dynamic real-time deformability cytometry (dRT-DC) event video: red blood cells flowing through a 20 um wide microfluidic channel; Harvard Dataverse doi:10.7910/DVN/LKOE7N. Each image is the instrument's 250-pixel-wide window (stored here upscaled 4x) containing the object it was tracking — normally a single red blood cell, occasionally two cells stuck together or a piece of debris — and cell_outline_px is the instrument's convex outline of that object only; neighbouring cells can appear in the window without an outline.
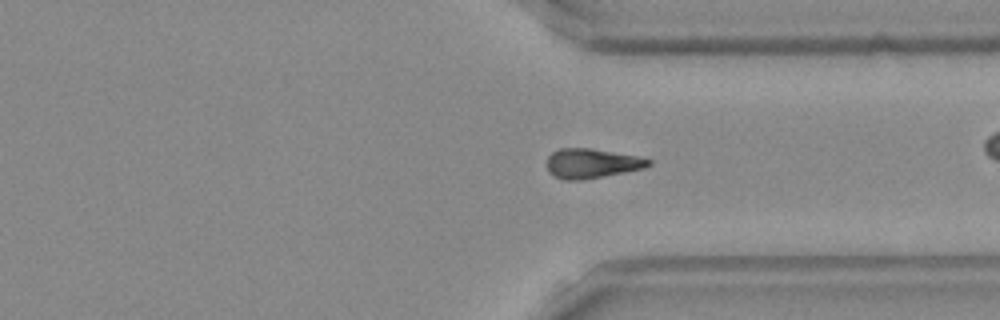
{"species": "Egyptian fruit bat (a non-hibernating species)", "species_latin": "Rousettus aegyptiacus", "temperature_condition": "room temperature", "stored_images_in_passage": 49, "camera_frame_rate_fps": 3000, "um_per_image_px": 0.085, "frame": {"image": 1, "passage_image": 35, "time_ms": 11.333, "image_size_px": [1000, 320], "cell_outline_px": [[652, 164], [644, 168], [624, 172], [580, 180], [564, 180], [548, 172], [548, 156], [552, 152], [560, 148], [588, 148], [636, 156], [652, 160]], "centroid_in_image_um": [50.29, 13.89], "position_along_channel_um": 361.1, "area_um2": 17.22}}